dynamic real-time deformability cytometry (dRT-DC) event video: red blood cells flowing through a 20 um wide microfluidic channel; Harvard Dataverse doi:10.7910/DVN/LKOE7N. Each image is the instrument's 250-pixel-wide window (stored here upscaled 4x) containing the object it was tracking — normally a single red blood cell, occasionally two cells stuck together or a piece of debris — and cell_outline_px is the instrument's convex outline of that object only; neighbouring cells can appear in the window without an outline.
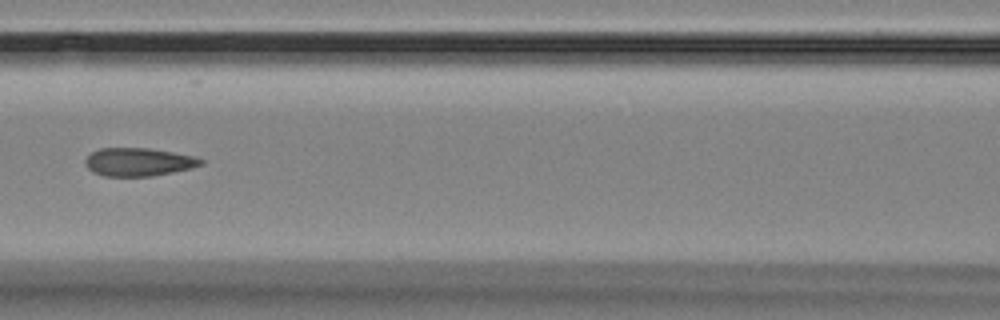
{"species": "Egyptian fruit bat (a non-hibernating species)", "species_latin": "Rousettus aegyptiacus", "temperature_condition": "room temperature", "stored_images_in_passage": 10, "camera_frame_rate_fps": 3000, "um_per_image_px": 0.085, "animal": {"sex": "female"}, "frame": {"image": 1, "passage_image": 6, "time_ms": 6.0, "image_size_px": [1000, 320], "cell_outline_px": [[204, 164], [192, 168], [152, 176], [104, 176], [92, 172], [84, 164], [84, 160], [92, 152], [100, 148], [148, 148], [172, 152], [192, 156], [204, 160]], "centroid_in_image_um": [11.75, 13.77], "position_along_channel_um": 154.8, "area_um2": 18.96}}
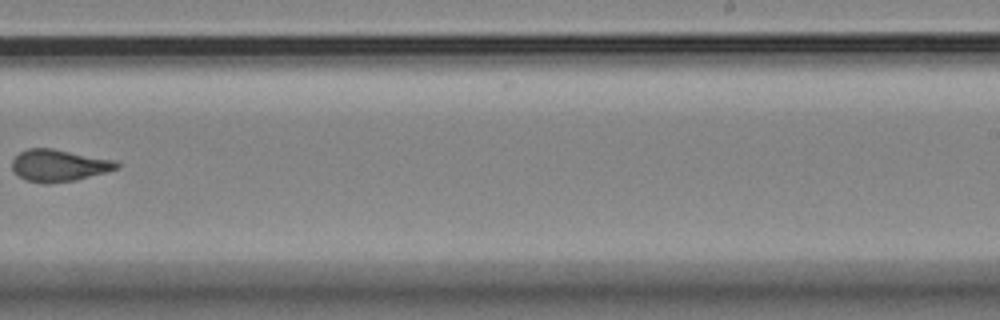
{"frame": {"image": 2, "passage_image": 9, "time_ms": 9.667, "image_size_px": [1000, 320], "cell_outline_px": [[120, 164], [116, 168], [104, 172], [76, 180], [48, 184], [44, 184], [24, 180], [16, 176], [12, 168], [12, 160], [20, 152], [28, 148], [52, 148], [116, 160]], "centroid_in_image_um": [4.95, 14.07], "position_along_channel_um": 284.0, "area_um2": 19.59}}
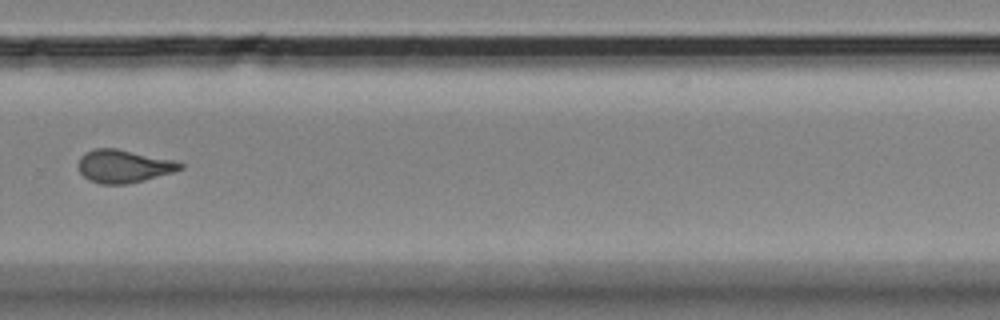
{"frame": {"image": 3, "passage_image": 10, "time_ms": 10.667, "image_size_px": [1000, 320], "cell_outline_px": [[184, 168], [172, 172], [144, 180], [128, 184], [100, 184], [88, 180], [80, 172], [76, 164], [80, 156], [84, 152], [96, 148], [116, 148], [172, 160], [184, 164]], "centroid_in_image_um": [10.45, 14.13], "position_along_channel_um": 319.4, "area_um2": 19.59}}